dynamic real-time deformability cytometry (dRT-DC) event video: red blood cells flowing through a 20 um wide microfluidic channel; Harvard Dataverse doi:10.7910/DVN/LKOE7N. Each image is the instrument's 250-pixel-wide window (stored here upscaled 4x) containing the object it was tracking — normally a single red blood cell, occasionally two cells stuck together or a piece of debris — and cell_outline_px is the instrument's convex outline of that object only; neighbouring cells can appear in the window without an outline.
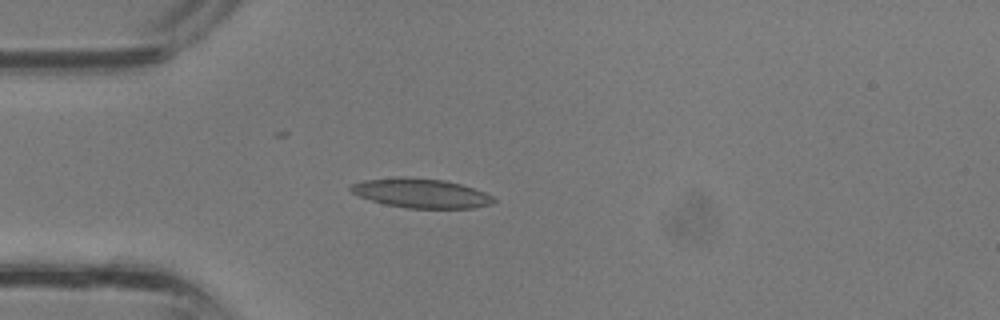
{"species": "common noctule bat (a hibernating species)", "species_latin": "Nyctalus noctula", "temperature_condition": "room temperature", "stored_images_in_passage": 30, "camera_frame_rate_fps": 3000, "um_per_image_px": 0.085, "animal": {"sex": "male", "body_mass_g": 13.3}, "frame": {"image": 1, "passage_image": 6, "time_ms": 1.667, "image_size_px": [1000, 320], "cell_outline_px": [[496, 200], [492, 204], [472, 208], [408, 208], [388, 204], [372, 200], [360, 196], [352, 192], [348, 188], [352, 184], [364, 180], [396, 176], [404, 176], [444, 180], [460, 184], [484, 192], [492, 196]], "centroid_in_image_um": [35.78, 16.41], "position_along_channel_um": 49.2, "area_um2": 24.28}}
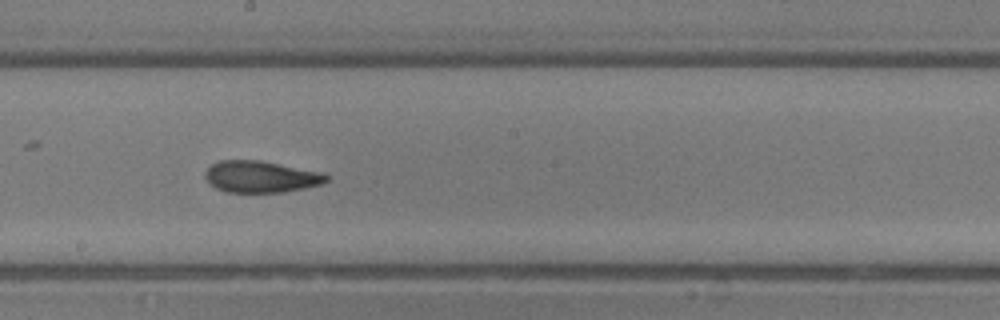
{"frame": {"image": 2, "passage_image": 16, "time_ms": 5.0, "image_size_px": [1000, 320], "cell_outline_px": [[328, 180], [320, 184], [304, 188], [284, 192], [228, 192], [216, 188], [208, 184], [204, 176], [204, 172], [212, 164], [220, 160], [260, 160], [320, 172], [328, 176]], "centroid_in_image_um": [22.11, 15.02], "position_along_channel_um": 226.1, "area_um2": 22.25}}
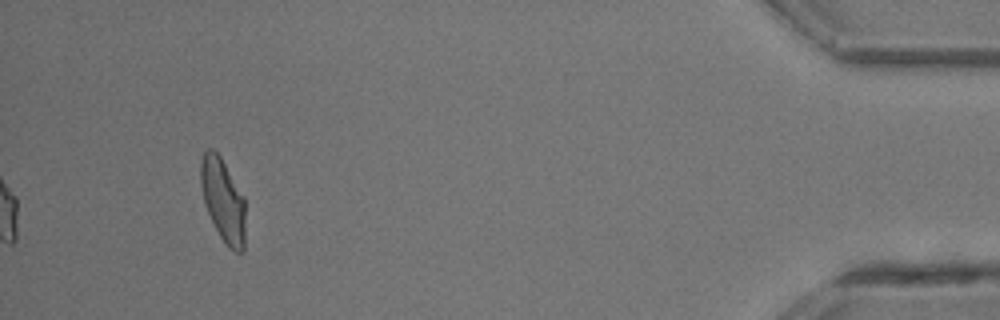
{"frame": {"image": 3, "passage_image": 30, "time_ms": 9.667, "image_size_px": [1000, 320], "cell_outline_px": [[244, 252], [236, 252], [228, 248], [220, 236], [204, 204], [200, 184], [200, 160], [204, 152], [208, 148], [212, 148], [220, 156], [244, 196]], "centroid_in_image_um": [18.94, 17.0], "position_along_channel_um": 416.3, "area_um2": 21.62}}